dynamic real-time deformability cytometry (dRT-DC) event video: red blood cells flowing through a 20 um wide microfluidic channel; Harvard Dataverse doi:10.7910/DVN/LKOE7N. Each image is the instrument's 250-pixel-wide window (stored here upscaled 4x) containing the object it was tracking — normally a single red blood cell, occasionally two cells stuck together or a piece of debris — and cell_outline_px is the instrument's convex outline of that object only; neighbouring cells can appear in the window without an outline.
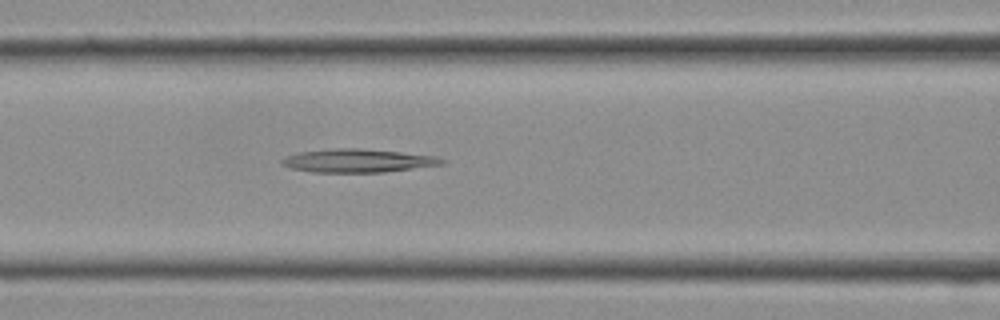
{"species": "Egyptian fruit bat (a non-hibernating species)", "species_latin": "Rousettus aegyptiacus", "temperature_condition": "cold", "stored_images_in_passage": 11, "camera_frame_rate_fps": 3000, "um_per_image_px": 0.085, "frame": {"image": 1, "passage_image": 11, "time_ms": 3.333, "image_size_px": [1000, 320], "cell_outline_px": [[448, 160], [444, 164], [384, 172], [312, 172], [292, 168], [280, 164], [280, 160], [284, 156], [300, 152], [332, 148], [360, 148], [400, 152], [436, 156]], "centroid_in_image_um": [30.41, 13.65], "position_along_channel_um": 136.2, "area_um2": 21.85}}